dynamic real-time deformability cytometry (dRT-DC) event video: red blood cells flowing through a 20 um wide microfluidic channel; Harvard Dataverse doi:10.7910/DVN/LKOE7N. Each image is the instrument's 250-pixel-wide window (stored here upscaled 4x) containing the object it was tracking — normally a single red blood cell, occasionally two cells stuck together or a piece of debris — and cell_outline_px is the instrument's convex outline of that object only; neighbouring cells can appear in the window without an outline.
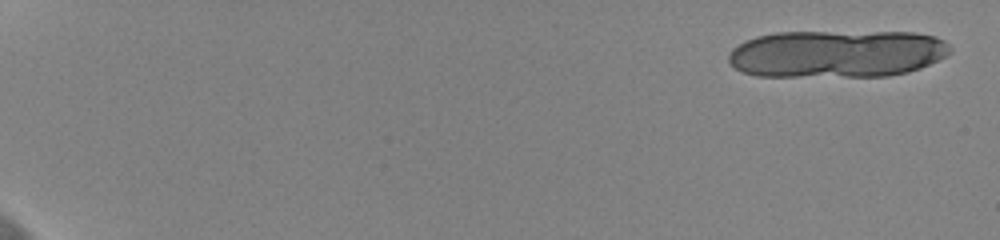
{"species": "human", "species_latin": "Homo sapiens", "temperature_condition": "cold", "stored_images_in_passage": 11, "camera_frame_rate_fps": 3000, "um_per_image_px": 0.085, "donor": {"sex": "female"}, "frame": {"image": 1, "passage_image": 1, "time_ms": 0.0, "image_size_px": [1000, 240], "cell_outline_px": [[952, 52], [920, 68], [908, 72], [888, 76], [756, 76], [744, 72], [728, 64], [728, 56], [732, 48], [744, 40], [756, 36], [776, 32], [912, 32], [936, 36], [944, 40], [952, 48]], "centroid_in_image_um": [71.11, 4.56], "position_along_channel_um": 13.9, "area_um2": 61.79}}